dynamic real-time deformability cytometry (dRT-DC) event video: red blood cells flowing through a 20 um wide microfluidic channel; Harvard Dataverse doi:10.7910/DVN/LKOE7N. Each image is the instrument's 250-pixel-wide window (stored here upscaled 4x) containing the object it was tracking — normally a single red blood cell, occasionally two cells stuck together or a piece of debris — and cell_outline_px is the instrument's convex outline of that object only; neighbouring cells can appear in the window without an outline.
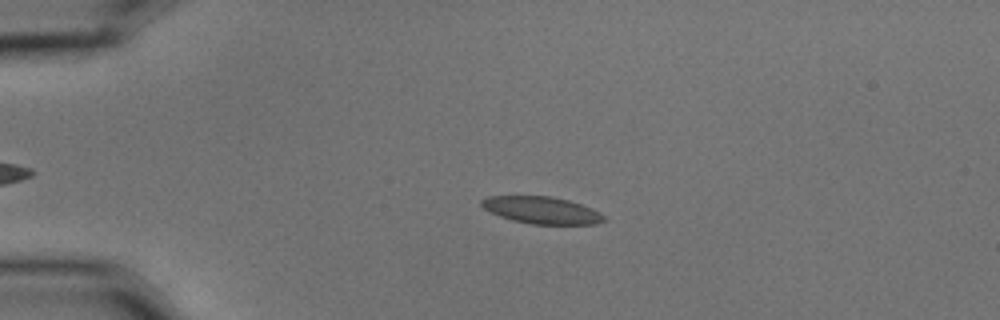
{"species": "common noctule bat (a hibernating species)", "species_latin": "Nyctalus noctula", "temperature_condition": "cold", "stored_images_in_passage": 56, "camera_frame_rate_fps": 3000, "um_per_image_px": 0.085, "animal": {"sex": "male", "body_mass_g": 15.6}, "frame": {"image": 1, "passage_image": 13, "time_ms": 4.0, "image_size_px": [1000, 320], "cell_outline_px": [[608, 220], [596, 224], [532, 224], [512, 220], [500, 216], [484, 208], [480, 204], [480, 200], [488, 196], [552, 196], [568, 200], [592, 208], [600, 212]], "centroid_in_image_um": [46.07, 17.86], "position_along_channel_um": 38.9, "area_um2": 19.31}}
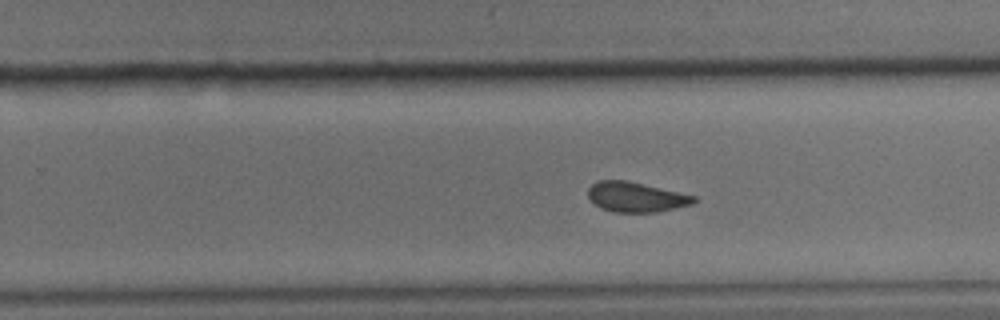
{"frame": {"image": 2, "passage_image": 36, "time_ms": 11.667, "image_size_px": [1000, 320], "cell_outline_px": [[696, 200], [692, 204], [656, 212], [612, 212], [600, 208], [588, 196], [588, 188], [596, 180], [628, 180], [696, 196]], "centroid_in_image_um": [54.03, 16.74], "position_along_channel_um": 275.8, "area_um2": 18.44}}
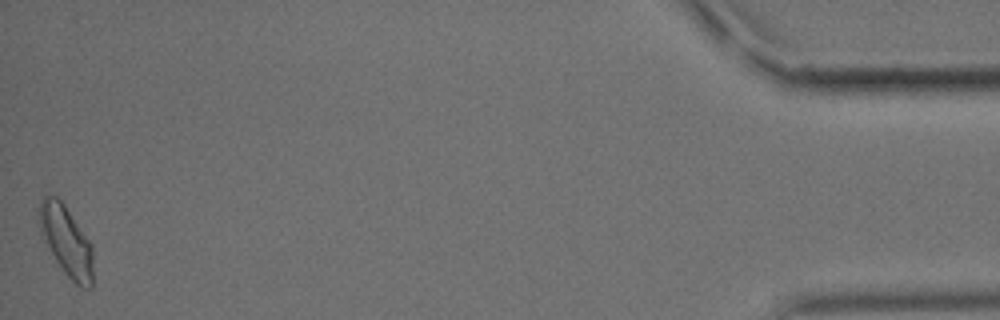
{"frame": {"image": 3, "passage_image": 56, "time_ms": 18.333, "image_size_px": [1000, 320], "cell_outline_px": [[92, 288], [84, 288], [76, 284], [64, 272], [56, 260], [44, 240], [40, 232], [40, 200], [48, 192], [56, 196], [64, 204], [92, 244]], "centroid_in_image_um": [5.64, 20.45], "position_along_channel_um": 429.6, "area_um2": 21.73}, "authors_computed_cell_mechanics": {"area_um2": 19.7676, "velocity_mm_per_s": 3.5772, "shape_relaxation_time_tau1_ms": 6.1633, "shape_relaxation_time_tau2_ms": 1.656, "deformation_change_tau1": 0.1365, "deformation_change_tau2": 0.074}}